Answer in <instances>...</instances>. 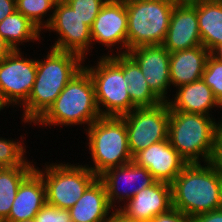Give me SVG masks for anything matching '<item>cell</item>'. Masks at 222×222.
Returning <instances> with one entry per match:
<instances>
[{"label": "cell", "instance_id": "obj_1", "mask_svg": "<svg viewBox=\"0 0 222 222\" xmlns=\"http://www.w3.org/2000/svg\"><path fill=\"white\" fill-rule=\"evenodd\" d=\"M83 59L70 52L51 49L45 60H37V73L28 100L23 104L26 122L34 124L48 111L67 83L83 66Z\"/></svg>", "mask_w": 222, "mask_h": 222}, {"label": "cell", "instance_id": "obj_2", "mask_svg": "<svg viewBox=\"0 0 222 222\" xmlns=\"http://www.w3.org/2000/svg\"><path fill=\"white\" fill-rule=\"evenodd\" d=\"M172 207L189 217L222 208V175L210 164H188L171 183Z\"/></svg>", "mask_w": 222, "mask_h": 222}, {"label": "cell", "instance_id": "obj_3", "mask_svg": "<svg viewBox=\"0 0 222 222\" xmlns=\"http://www.w3.org/2000/svg\"><path fill=\"white\" fill-rule=\"evenodd\" d=\"M99 112L94 84L89 72L83 67L67 83L48 111L36 122L44 125H76L96 121Z\"/></svg>", "mask_w": 222, "mask_h": 222}, {"label": "cell", "instance_id": "obj_4", "mask_svg": "<svg viewBox=\"0 0 222 222\" xmlns=\"http://www.w3.org/2000/svg\"><path fill=\"white\" fill-rule=\"evenodd\" d=\"M219 122L209 115L169 111L168 141L188 164L209 163Z\"/></svg>", "mask_w": 222, "mask_h": 222}, {"label": "cell", "instance_id": "obj_5", "mask_svg": "<svg viewBox=\"0 0 222 222\" xmlns=\"http://www.w3.org/2000/svg\"><path fill=\"white\" fill-rule=\"evenodd\" d=\"M89 150L97 177L108 169L133 161L125 121L122 117L101 116L88 127Z\"/></svg>", "mask_w": 222, "mask_h": 222}, {"label": "cell", "instance_id": "obj_6", "mask_svg": "<svg viewBox=\"0 0 222 222\" xmlns=\"http://www.w3.org/2000/svg\"><path fill=\"white\" fill-rule=\"evenodd\" d=\"M127 10L128 51L162 45L175 3L172 0H124Z\"/></svg>", "mask_w": 222, "mask_h": 222}, {"label": "cell", "instance_id": "obj_7", "mask_svg": "<svg viewBox=\"0 0 222 222\" xmlns=\"http://www.w3.org/2000/svg\"><path fill=\"white\" fill-rule=\"evenodd\" d=\"M100 58L96 66L83 67L89 72L93 81L96 103L101 116L121 117L130 113L137 107L131 102L127 90V78L123 76V66L112 55ZM100 105L106 109L103 111Z\"/></svg>", "mask_w": 222, "mask_h": 222}, {"label": "cell", "instance_id": "obj_8", "mask_svg": "<svg viewBox=\"0 0 222 222\" xmlns=\"http://www.w3.org/2000/svg\"><path fill=\"white\" fill-rule=\"evenodd\" d=\"M34 169L44 181L46 203L61 209L73 207L85 190L98 178L88 166L83 165H47L44 172L38 168Z\"/></svg>", "mask_w": 222, "mask_h": 222}, {"label": "cell", "instance_id": "obj_9", "mask_svg": "<svg viewBox=\"0 0 222 222\" xmlns=\"http://www.w3.org/2000/svg\"><path fill=\"white\" fill-rule=\"evenodd\" d=\"M121 117L125 121L132 156L153 143L168 139L169 106L167 102H161L152 107H137Z\"/></svg>", "mask_w": 222, "mask_h": 222}, {"label": "cell", "instance_id": "obj_10", "mask_svg": "<svg viewBox=\"0 0 222 222\" xmlns=\"http://www.w3.org/2000/svg\"><path fill=\"white\" fill-rule=\"evenodd\" d=\"M21 56L20 50H13L0 61V101L4 106L23 105L32 91L37 60Z\"/></svg>", "mask_w": 222, "mask_h": 222}, {"label": "cell", "instance_id": "obj_11", "mask_svg": "<svg viewBox=\"0 0 222 222\" xmlns=\"http://www.w3.org/2000/svg\"><path fill=\"white\" fill-rule=\"evenodd\" d=\"M53 9L51 17L44 22V28L60 35L52 49L74 53L84 60L89 44H92L90 27L65 1Z\"/></svg>", "mask_w": 222, "mask_h": 222}, {"label": "cell", "instance_id": "obj_12", "mask_svg": "<svg viewBox=\"0 0 222 222\" xmlns=\"http://www.w3.org/2000/svg\"><path fill=\"white\" fill-rule=\"evenodd\" d=\"M138 64L151 91L162 101L170 84V53L162 45L140 46L127 51Z\"/></svg>", "mask_w": 222, "mask_h": 222}, {"label": "cell", "instance_id": "obj_13", "mask_svg": "<svg viewBox=\"0 0 222 222\" xmlns=\"http://www.w3.org/2000/svg\"><path fill=\"white\" fill-rule=\"evenodd\" d=\"M133 161L146 168L156 181L168 184L188 165L168 139L140 150L133 156Z\"/></svg>", "mask_w": 222, "mask_h": 222}, {"label": "cell", "instance_id": "obj_14", "mask_svg": "<svg viewBox=\"0 0 222 222\" xmlns=\"http://www.w3.org/2000/svg\"><path fill=\"white\" fill-rule=\"evenodd\" d=\"M91 29L92 41L102 43L108 48L122 43L126 48L121 54L128 51L127 38V10L124 0H107L95 18Z\"/></svg>", "mask_w": 222, "mask_h": 222}, {"label": "cell", "instance_id": "obj_15", "mask_svg": "<svg viewBox=\"0 0 222 222\" xmlns=\"http://www.w3.org/2000/svg\"><path fill=\"white\" fill-rule=\"evenodd\" d=\"M162 46L169 52L203 46L194 4H175Z\"/></svg>", "mask_w": 222, "mask_h": 222}, {"label": "cell", "instance_id": "obj_16", "mask_svg": "<svg viewBox=\"0 0 222 222\" xmlns=\"http://www.w3.org/2000/svg\"><path fill=\"white\" fill-rule=\"evenodd\" d=\"M98 178L105 185L108 202L111 207H113V203H115V200H130L132 197L135 196L137 192H140L144 188H147L156 182L153 175L146 168L137 165L134 161H131L122 166L108 169ZM121 179L126 185H128V187L129 184L131 185L133 183L134 185L135 182L136 186L131 185L133 186H130L131 188H119L118 183H122ZM119 189H122V193Z\"/></svg>", "mask_w": 222, "mask_h": 222}, {"label": "cell", "instance_id": "obj_17", "mask_svg": "<svg viewBox=\"0 0 222 222\" xmlns=\"http://www.w3.org/2000/svg\"><path fill=\"white\" fill-rule=\"evenodd\" d=\"M127 202L118 209L122 214L130 219L150 222L172 208L171 184L156 181Z\"/></svg>", "mask_w": 222, "mask_h": 222}, {"label": "cell", "instance_id": "obj_18", "mask_svg": "<svg viewBox=\"0 0 222 222\" xmlns=\"http://www.w3.org/2000/svg\"><path fill=\"white\" fill-rule=\"evenodd\" d=\"M46 204V188L41 175L34 169L20 184L9 216L5 222L35 218Z\"/></svg>", "mask_w": 222, "mask_h": 222}, {"label": "cell", "instance_id": "obj_19", "mask_svg": "<svg viewBox=\"0 0 222 222\" xmlns=\"http://www.w3.org/2000/svg\"><path fill=\"white\" fill-rule=\"evenodd\" d=\"M210 54L203 46L170 53V84L180 87L201 79Z\"/></svg>", "mask_w": 222, "mask_h": 222}, {"label": "cell", "instance_id": "obj_20", "mask_svg": "<svg viewBox=\"0 0 222 222\" xmlns=\"http://www.w3.org/2000/svg\"><path fill=\"white\" fill-rule=\"evenodd\" d=\"M110 209L105 185L97 178L69 211L73 222H108Z\"/></svg>", "mask_w": 222, "mask_h": 222}, {"label": "cell", "instance_id": "obj_21", "mask_svg": "<svg viewBox=\"0 0 222 222\" xmlns=\"http://www.w3.org/2000/svg\"><path fill=\"white\" fill-rule=\"evenodd\" d=\"M176 88L178 92L174 101H167L169 111L210 115L209 110L213 107H221L212 89L202 79Z\"/></svg>", "mask_w": 222, "mask_h": 222}, {"label": "cell", "instance_id": "obj_22", "mask_svg": "<svg viewBox=\"0 0 222 222\" xmlns=\"http://www.w3.org/2000/svg\"><path fill=\"white\" fill-rule=\"evenodd\" d=\"M194 5L202 45L212 52L222 43V0H203Z\"/></svg>", "mask_w": 222, "mask_h": 222}, {"label": "cell", "instance_id": "obj_23", "mask_svg": "<svg viewBox=\"0 0 222 222\" xmlns=\"http://www.w3.org/2000/svg\"><path fill=\"white\" fill-rule=\"evenodd\" d=\"M122 66L131 102L136 107H152L162 101L151 91L138 64L127 54L112 55Z\"/></svg>", "mask_w": 222, "mask_h": 222}, {"label": "cell", "instance_id": "obj_24", "mask_svg": "<svg viewBox=\"0 0 222 222\" xmlns=\"http://www.w3.org/2000/svg\"><path fill=\"white\" fill-rule=\"evenodd\" d=\"M34 168L35 166L0 168V222L7 220L21 182Z\"/></svg>", "mask_w": 222, "mask_h": 222}, {"label": "cell", "instance_id": "obj_25", "mask_svg": "<svg viewBox=\"0 0 222 222\" xmlns=\"http://www.w3.org/2000/svg\"><path fill=\"white\" fill-rule=\"evenodd\" d=\"M40 29L19 11H14L0 22V36L13 49L19 50V43L38 40Z\"/></svg>", "mask_w": 222, "mask_h": 222}, {"label": "cell", "instance_id": "obj_26", "mask_svg": "<svg viewBox=\"0 0 222 222\" xmlns=\"http://www.w3.org/2000/svg\"><path fill=\"white\" fill-rule=\"evenodd\" d=\"M25 148L20 142L0 138V168L16 166H33L24 159Z\"/></svg>", "mask_w": 222, "mask_h": 222}, {"label": "cell", "instance_id": "obj_27", "mask_svg": "<svg viewBox=\"0 0 222 222\" xmlns=\"http://www.w3.org/2000/svg\"><path fill=\"white\" fill-rule=\"evenodd\" d=\"M211 89L222 107V59L210 54L201 78Z\"/></svg>", "mask_w": 222, "mask_h": 222}, {"label": "cell", "instance_id": "obj_28", "mask_svg": "<svg viewBox=\"0 0 222 222\" xmlns=\"http://www.w3.org/2000/svg\"><path fill=\"white\" fill-rule=\"evenodd\" d=\"M52 8L54 7L47 0H16V10L28 18L40 30L44 28L42 17Z\"/></svg>", "mask_w": 222, "mask_h": 222}, {"label": "cell", "instance_id": "obj_29", "mask_svg": "<svg viewBox=\"0 0 222 222\" xmlns=\"http://www.w3.org/2000/svg\"><path fill=\"white\" fill-rule=\"evenodd\" d=\"M107 0H65L90 28Z\"/></svg>", "mask_w": 222, "mask_h": 222}, {"label": "cell", "instance_id": "obj_30", "mask_svg": "<svg viewBox=\"0 0 222 222\" xmlns=\"http://www.w3.org/2000/svg\"><path fill=\"white\" fill-rule=\"evenodd\" d=\"M36 222H73L69 209H61L46 203L35 216Z\"/></svg>", "mask_w": 222, "mask_h": 222}, {"label": "cell", "instance_id": "obj_31", "mask_svg": "<svg viewBox=\"0 0 222 222\" xmlns=\"http://www.w3.org/2000/svg\"><path fill=\"white\" fill-rule=\"evenodd\" d=\"M209 163L222 175V120L216 132L214 150Z\"/></svg>", "mask_w": 222, "mask_h": 222}, {"label": "cell", "instance_id": "obj_32", "mask_svg": "<svg viewBox=\"0 0 222 222\" xmlns=\"http://www.w3.org/2000/svg\"><path fill=\"white\" fill-rule=\"evenodd\" d=\"M150 222H193L192 217L172 207L167 212L155 216Z\"/></svg>", "mask_w": 222, "mask_h": 222}, {"label": "cell", "instance_id": "obj_33", "mask_svg": "<svg viewBox=\"0 0 222 222\" xmlns=\"http://www.w3.org/2000/svg\"><path fill=\"white\" fill-rule=\"evenodd\" d=\"M193 222H222V208L192 217Z\"/></svg>", "mask_w": 222, "mask_h": 222}, {"label": "cell", "instance_id": "obj_34", "mask_svg": "<svg viewBox=\"0 0 222 222\" xmlns=\"http://www.w3.org/2000/svg\"><path fill=\"white\" fill-rule=\"evenodd\" d=\"M16 11V0H0V22Z\"/></svg>", "mask_w": 222, "mask_h": 222}, {"label": "cell", "instance_id": "obj_35", "mask_svg": "<svg viewBox=\"0 0 222 222\" xmlns=\"http://www.w3.org/2000/svg\"><path fill=\"white\" fill-rule=\"evenodd\" d=\"M108 222H146V221H139V220H134L126 217L124 214H122L118 208L115 209V212L113 211L110 220Z\"/></svg>", "mask_w": 222, "mask_h": 222}, {"label": "cell", "instance_id": "obj_36", "mask_svg": "<svg viewBox=\"0 0 222 222\" xmlns=\"http://www.w3.org/2000/svg\"><path fill=\"white\" fill-rule=\"evenodd\" d=\"M12 51L13 49L0 36V61L5 59Z\"/></svg>", "mask_w": 222, "mask_h": 222}, {"label": "cell", "instance_id": "obj_37", "mask_svg": "<svg viewBox=\"0 0 222 222\" xmlns=\"http://www.w3.org/2000/svg\"><path fill=\"white\" fill-rule=\"evenodd\" d=\"M212 55H214L216 58L222 59V43L218 45L212 52Z\"/></svg>", "mask_w": 222, "mask_h": 222}, {"label": "cell", "instance_id": "obj_38", "mask_svg": "<svg viewBox=\"0 0 222 222\" xmlns=\"http://www.w3.org/2000/svg\"><path fill=\"white\" fill-rule=\"evenodd\" d=\"M175 4H194L203 0H172Z\"/></svg>", "mask_w": 222, "mask_h": 222}, {"label": "cell", "instance_id": "obj_39", "mask_svg": "<svg viewBox=\"0 0 222 222\" xmlns=\"http://www.w3.org/2000/svg\"><path fill=\"white\" fill-rule=\"evenodd\" d=\"M54 8L65 0H47Z\"/></svg>", "mask_w": 222, "mask_h": 222}, {"label": "cell", "instance_id": "obj_40", "mask_svg": "<svg viewBox=\"0 0 222 222\" xmlns=\"http://www.w3.org/2000/svg\"><path fill=\"white\" fill-rule=\"evenodd\" d=\"M20 222H36L35 218H32V219H25L23 221H20Z\"/></svg>", "mask_w": 222, "mask_h": 222}, {"label": "cell", "instance_id": "obj_41", "mask_svg": "<svg viewBox=\"0 0 222 222\" xmlns=\"http://www.w3.org/2000/svg\"><path fill=\"white\" fill-rule=\"evenodd\" d=\"M5 106L1 103V101H0V111H1V109H3Z\"/></svg>", "mask_w": 222, "mask_h": 222}]
</instances>
